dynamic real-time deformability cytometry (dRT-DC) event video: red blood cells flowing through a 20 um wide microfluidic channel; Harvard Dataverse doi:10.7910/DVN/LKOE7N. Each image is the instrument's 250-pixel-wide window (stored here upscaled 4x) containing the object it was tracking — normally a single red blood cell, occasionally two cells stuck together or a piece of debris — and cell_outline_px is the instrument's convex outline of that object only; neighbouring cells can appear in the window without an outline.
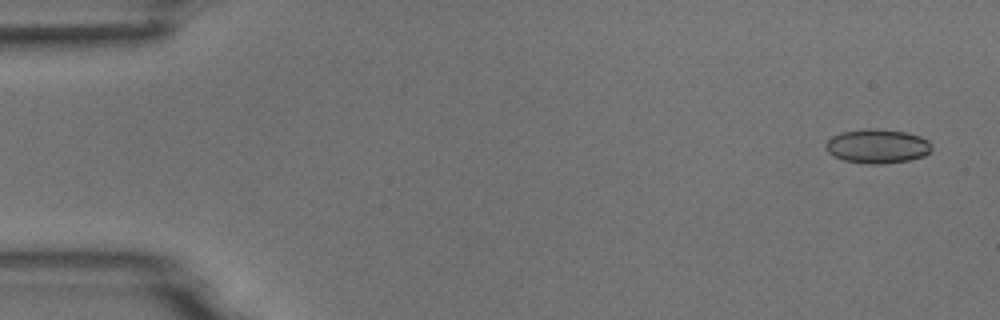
{"species": "common noctule bat (a hibernating species)", "species_latin": "Nyctalus noctula", "temperature_condition": "room temperature", "stored_images_in_passage": 5, "camera_frame_rate_fps": 3000, "um_per_image_px": 0.085, "animal": {"sex": "male", "body_mass_g": 18.8}, "frame": {"image": 1, "passage_image": 1, "time_ms": 0.0, "image_size_px": [1000, 320], "cell_outline_px": [[932, 148], [924, 156], [908, 160], [880, 164], [868, 164], [844, 160], [828, 152], [824, 148], [824, 144], [832, 136], [840, 132], [868, 128], [880, 128], [904, 132], [920, 136], [928, 140], [932, 144]], "centroid_in_image_um": [74.56, 12.41], "position_along_channel_um": 10.4, "area_um2": 21.15}}
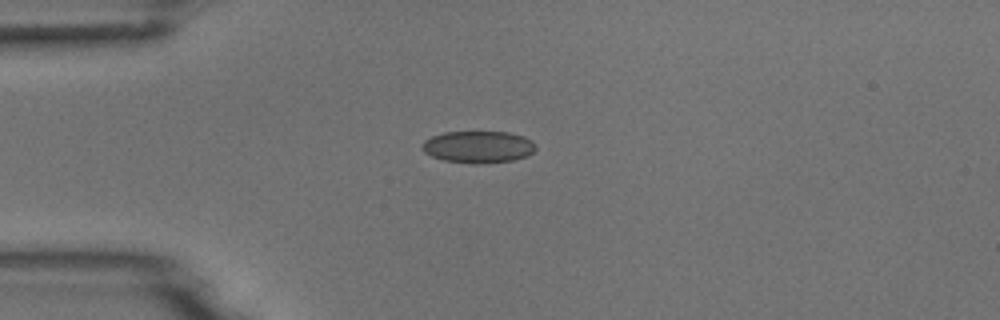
{"frame": {"image": 2, "passage_image": 4, "time_ms": 3.667, "image_size_px": [1000, 320], "cell_outline_px": [[536, 148], [532, 152], [524, 156], [512, 160], [476, 164], [472, 164], [444, 160], [432, 156], [424, 152], [420, 148], [424, 140], [432, 136], [444, 132], [508, 132], [524, 136], [532, 140], [536, 144]], "centroid_in_image_um": [40.63, 12.48], "position_along_channel_um": 44.4, "area_um2": 21.15}}